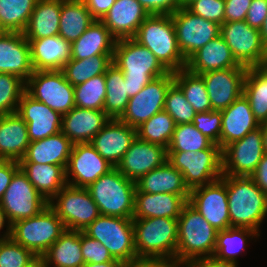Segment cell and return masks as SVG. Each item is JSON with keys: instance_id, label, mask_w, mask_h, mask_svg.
<instances>
[{"instance_id": "obj_29", "label": "cell", "mask_w": 267, "mask_h": 267, "mask_svg": "<svg viewBox=\"0 0 267 267\" xmlns=\"http://www.w3.org/2000/svg\"><path fill=\"white\" fill-rule=\"evenodd\" d=\"M190 196L170 193L135 192L133 218L167 217L178 219Z\"/></svg>"}, {"instance_id": "obj_38", "label": "cell", "mask_w": 267, "mask_h": 267, "mask_svg": "<svg viewBox=\"0 0 267 267\" xmlns=\"http://www.w3.org/2000/svg\"><path fill=\"white\" fill-rule=\"evenodd\" d=\"M106 97L103 110L110 119H119L129 101L123 72L112 63L105 72Z\"/></svg>"}, {"instance_id": "obj_14", "label": "cell", "mask_w": 267, "mask_h": 267, "mask_svg": "<svg viewBox=\"0 0 267 267\" xmlns=\"http://www.w3.org/2000/svg\"><path fill=\"white\" fill-rule=\"evenodd\" d=\"M220 36L240 65L247 68L262 66L266 47L259 29L251 27L245 20L224 22L220 25Z\"/></svg>"}, {"instance_id": "obj_13", "label": "cell", "mask_w": 267, "mask_h": 267, "mask_svg": "<svg viewBox=\"0 0 267 267\" xmlns=\"http://www.w3.org/2000/svg\"><path fill=\"white\" fill-rule=\"evenodd\" d=\"M174 83V72L152 79L142 90L131 97L126 110L119 118L130 127L137 128L153 115L164 110L166 94Z\"/></svg>"}, {"instance_id": "obj_16", "label": "cell", "mask_w": 267, "mask_h": 267, "mask_svg": "<svg viewBox=\"0 0 267 267\" xmlns=\"http://www.w3.org/2000/svg\"><path fill=\"white\" fill-rule=\"evenodd\" d=\"M264 155L260 126L222 150V173L229 176H251Z\"/></svg>"}, {"instance_id": "obj_46", "label": "cell", "mask_w": 267, "mask_h": 267, "mask_svg": "<svg viewBox=\"0 0 267 267\" xmlns=\"http://www.w3.org/2000/svg\"><path fill=\"white\" fill-rule=\"evenodd\" d=\"M105 97V74L74 86L75 107L103 110Z\"/></svg>"}, {"instance_id": "obj_4", "label": "cell", "mask_w": 267, "mask_h": 267, "mask_svg": "<svg viewBox=\"0 0 267 267\" xmlns=\"http://www.w3.org/2000/svg\"><path fill=\"white\" fill-rule=\"evenodd\" d=\"M133 39L151 50L168 71L175 72L186 67L171 15H149L139 26Z\"/></svg>"}, {"instance_id": "obj_25", "label": "cell", "mask_w": 267, "mask_h": 267, "mask_svg": "<svg viewBox=\"0 0 267 267\" xmlns=\"http://www.w3.org/2000/svg\"><path fill=\"white\" fill-rule=\"evenodd\" d=\"M149 16L137 0H116L101 19L116 39L133 38L139 26Z\"/></svg>"}, {"instance_id": "obj_12", "label": "cell", "mask_w": 267, "mask_h": 267, "mask_svg": "<svg viewBox=\"0 0 267 267\" xmlns=\"http://www.w3.org/2000/svg\"><path fill=\"white\" fill-rule=\"evenodd\" d=\"M48 203L21 169L14 174L0 200V206L11 225L39 214Z\"/></svg>"}, {"instance_id": "obj_27", "label": "cell", "mask_w": 267, "mask_h": 267, "mask_svg": "<svg viewBox=\"0 0 267 267\" xmlns=\"http://www.w3.org/2000/svg\"><path fill=\"white\" fill-rule=\"evenodd\" d=\"M27 40L34 71L62 70L71 59V43L60 35Z\"/></svg>"}, {"instance_id": "obj_10", "label": "cell", "mask_w": 267, "mask_h": 267, "mask_svg": "<svg viewBox=\"0 0 267 267\" xmlns=\"http://www.w3.org/2000/svg\"><path fill=\"white\" fill-rule=\"evenodd\" d=\"M54 199L56 202L53 201ZM48 205L69 230L83 231L101 215L87 188L68 184L52 198Z\"/></svg>"}, {"instance_id": "obj_47", "label": "cell", "mask_w": 267, "mask_h": 267, "mask_svg": "<svg viewBox=\"0 0 267 267\" xmlns=\"http://www.w3.org/2000/svg\"><path fill=\"white\" fill-rule=\"evenodd\" d=\"M25 88L26 82L19 76L0 73V115L17 112Z\"/></svg>"}, {"instance_id": "obj_19", "label": "cell", "mask_w": 267, "mask_h": 267, "mask_svg": "<svg viewBox=\"0 0 267 267\" xmlns=\"http://www.w3.org/2000/svg\"><path fill=\"white\" fill-rule=\"evenodd\" d=\"M247 67L208 71L203 77L212 110L222 111L243 94Z\"/></svg>"}, {"instance_id": "obj_53", "label": "cell", "mask_w": 267, "mask_h": 267, "mask_svg": "<svg viewBox=\"0 0 267 267\" xmlns=\"http://www.w3.org/2000/svg\"><path fill=\"white\" fill-rule=\"evenodd\" d=\"M149 15H171L183 6L182 0H137Z\"/></svg>"}, {"instance_id": "obj_59", "label": "cell", "mask_w": 267, "mask_h": 267, "mask_svg": "<svg viewBox=\"0 0 267 267\" xmlns=\"http://www.w3.org/2000/svg\"><path fill=\"white\" fill-rule=\"evenodd\" d=\"M256 185L267 195V154L258 163L256 170L250 176Z\"/></svg>"}, {"instance_id": "obj_3", "label": "cell", "mask_w": 267, "mask_h": 267, "mask_svg": "<svg viewBox=\"0 0 267 267\" xmlns=\"http://www.w3.org/2000/svg\"><path fill=\"white\" fill-rule=\"evenodd\" d=\"M178 238L176 262L179 266L213 256L217 232L193 206L187 203L177 219Z\"/></svg>"}, {"instance_id": "obj_58", "label": "cell", "mask_w": 267, "mask_h": 267, "mask_svg": "<svg viewBox=\"0 0 267 267\" xmlns=\"http://www.w3.org/2000/svg\"><path fill=\"white\" fill-rule=\"evenodd\" d=\"M95 20H101L116 0H82Z\"/></svg>"}, {"instance_id": "obj_23", "label": "cell", "mask_w": 267, "mask_h": 267, "mask_svg": "<svg viewBox=\"0 0 267 267\" xmlns=\"http://www.w3.org/2000/svg\"><path fill=\"white\" fill-rule=\"evenodd\" d=\"M33 72L30 45L24 34L0 31V73L19 76L26 82Z\"/></svg>"}, {"instance_id": "obj_37", "label": "cell", "mask_w": 267, "mask_h": 267, "mask_svg": "<svg viewBox=\"0 0 267 267\" xmlns=\"http://www.w3.org/2000/svg\"><path fill=\"white\" fill-rule=\"evenodd\" d=\"M94 20L82 0H61L58 35L72 43L87 30Z\"/></svg>"}, {"instance_id": "obj_11", "label": "cell", "mask_w": 267, "mask_h": 267, "mask_svg": "<svg viewBox=\"0 0 267 267\" xmlns=\"http://www.w3.org/2000/svg\"><path fill=\"white\" fill-rule=\"evenodd\" d=\"M25 91L62 116L75 107L74 86L61 70L34 71Z\"/></svg>"}, {"instance_id": "obj_45", "label": "cell", "mask_w": 267, "mask_h": 267, "mask_svg": "<svg viewBox=\"0 0 267 267\" xmlns=\"http://www.w3.org/2000/svg\"><path fill=\"white\" fill-rule=\"evenodd\" d=\"M207 148H220L203 135L193 123L178 124L173 132L167 152H197Z\"/></svg>"}, {"instance_id": "obj_57", "label": "cell", "mask_w": 267, "mask_h": 267, "mask_svg": "<svg viewBox=\"0 0 267 267\" xmlns=\"http://www.w3.org/2000/svg\"><path fill=\"white\" fill-rule=\"evenodd\" d=\"M19 169V162L14 160H5L0 165V200L8 188L12 177Z\"/></svg>"}, {"instance_id": "obj_36", "label": "cell", "mask_w": 267, "mask_h": 267, "mask_svg": "<svg viewBox=\"0 0 267 267\" xmlns=\"http://www.w3.org/2000/svg\"><path fill=\"white\" fill-rule=\"evenodd\" d=\"M61 0H38L23 32L26 39H41L59 34Z\"/></svg>"}, {"instance_id": "obj_62", "label": "cell", "mask_w": 267, "mask_h": 267, "mask_svg": "<svg viewBox=\"0 0 267 267\" xmlns=\"http://www.w3.org/2000/svg\"><path fill=\"white\" fill-rule=\"evenodd\" d=\"M5 222H8V226H7V231L5 232L4 235L1 236L0 239H7L11 237V224L9 223V220L6 216V213L4 212V210L2 209V207L0 206V230L3 229V227L5 226Z\"/></svg>"}, {"instance_id": "obj_68", "label": "cell", "mask_w": 267, "mask_h": 267, "mask_svg": "<svg viewBox=\"0 0 267 267\" xmlns=\"http://www.w3.org/2000/svg\"><path fill=\"white\" fill-rule=\"evenodd\" d=\"M4 161H5V159L2 158V157L0 156V165H1Z\"/></svg>"}, {"instance_id": "obj_17", "label": "cell", "mask_w": 267, "mask_h": 267, "mask_svg": "<svg viewBox=\"0 0 267 267\" xmlns=\"http://www.w3.org/2000/svg\"><path fill=\"white\" fill-rule=\"evenodd\" d=\"M188 203L218 231L230 228L226 175L190 190Z\"/></svg>"}, {"instance_id": "obj_48", "label": "cell", "mask_w": 267, "mask_h": 267, "mask_svg": "<svg viewBox=\"0 0 267 267\" xmlns=\"http://www.w3.org/2000/svg\"><path fill=\"white\" fill-rule=\"evenodd\" d=\"M164 110L174 119L176 125L192 123L197 113L175 83L167 91Z\"/></svg>"}, {"instance_id": "obj_18", "label": "cell", "mask_w": 267, "mask_h": 267, "mask_svg": "<svg viewBox=\"0 0 267 267\" xmlns=\"http://www.w3.org/2000/svg\"><path fill=\"white\" fill-rule=\"evenodd\" d=\"M114 167L90 143L73 144L66 166L67 184L87 188ZM72 175V180L68 179Z\"/></svg>"}, {"instance_id": "obj_5", "label": "cell", "mask_w": 267, "mask_h": 267, "mask_svg": "<svg viewBox=\"0 0 267 267\" xmlns=\"http://www.w3.org/2000/svg\"><path fill=\"white\" fill-rule=\"evenodd\" d=\"M101 215L133 218L136 184L116 167L87 187Z\"/></svg>"}, {"instance_id": "obj_56", "label": "cell", "mask_w": 267, "mask_h": 267, "mask_svg": "<svg viewBox=\"0 0 267 267\" xmlns=\"http://www.w3.org/2000/svg\"><path fill=\"white\" fill-rule=\"evenodd\" d=\"M124 267H180L177 262L160 257H139L136 256Z\"/></svg>"}, {"instance_id": "obj_2", "label": "cell", "mask_w": 267, "mask_h": 267, "mask_svg": "<svg viewBox=\"0 0 267 267\" xmlns=\"http://www.w3.org/2000/svg\"><path fill=\"white\" fill-rule=\"evenodd\" d=\"M226 189L231 227L259 232L267 216V195L250 176L226 175Z\"/></svg>"}, {"instance_id": "obj_31", "label": "cell", "mask_w": 267, "mask_h": 267, "mask_svg": "<svg viewBox=\"0 0 267 267\" xmlns=\"http://www.w3.org/2000/svg\"><path fill=\"white\" fill-rule=\"evenodd\" d=\"M30 144L27 123L17 113L0 115V156L20 161Z\"/></svg>"}, {"instance_id": "obj_64", "label": "cell", "mask_w": 267, "mask_h": 267, "mask_svg": "<svg viewBox=\"0 0 267 267\" xmlns=\"http://www.w3.org/2000/svg\"><path fill=\"white\" fill-rule=\"evenodd\" d=\"M260 126L262 128L264 151L267 154V122L260 124Z\"/></svg>"}, {"instance_id": "obj_32", "label": "cell", "mask_w": 267, "mask_h": 267, "mask_svg": "<svg viewBox=\"0 0 267 267\" xmlns=\"http://www.w3.org/2000/svg\"><path fill=\"white\" fill-rule=\"evenodd\" d=\"M135 184L136 192L190 196V190L184 182L183 174L168 161L142 176Z\"/></svg>"}, {"instance_id": "obj_60", "label": "cell", "mask_w": 267, "mask_h": 267, "mask_svg": "<svg viewBox=\"0 0 267 267\" xmlns=\"http://www.w3.org/2000/svg\"><path fill=\"white\" fill-rule=\"evenodd\" d=\"M238 264L219 260L215 256H208L187 263L186 267H237Z\"/></svg>"}, {"instance_id": "obj_15", "label": "cell", "mask_w": 267, "mask_h": 267, "mask_svg": "<svg viewBox=\"0 0 267 267\" xmlns=\"http://www.w3.org/2000/svg\"><path fill=\"white\" fill-rule=\"evenodd\" d=\"M179 49L187 60L193 53L220 35V25L197 16L186 7L171 14Z\"/></svg>"}, {"instance_id": "obj_26", "label": "cell", "mask_w": 267, "mask_h": 267, "mask_svg": "<svg viewBox=\"0 0 267 267\" xmlns=\"http://www.w3.org/2000/svg\"><path fill=\"white\" fill-rule=\"evenodd\" d=\"M221 149L228 144L241 140L249 132L260 127L255 119L248 99L244 94L239 96L230 106L221 111Z\"/></svg>"}, {"instance_id": "obj_50", "label": "cell", "mask_w": 267, "mask_h": 267, "mask_svg": "<svg viewBox=\"0 0 267 267\" xmlns=\"http://www.w3.org/2000/svg\"><path fill=\"white\" fill-rule=\"evenodd\" d=\"M192 123L203 135L207 136L221 148V111L212 110L209 112H198L196 113Z\"/></svg>"}, {"instance_id": "obj_66", "label": "cell", "mask_w": 267, "mask_h": 267, "mask_svg": "<svg viewBox=\"0 0 267 267\" xmlns=\"http://www.w3.org/2000/svg\"><path fill=\"white\" fill-rule=\"evenodd\" d=\"M261 68H263L267 72V47L265 49V58H264Z\"/></svg>"}, {"instance_id": "obj_1", "label": "cell", "mask_w": 267, "mask_h": 267, "mask_svg": "<svg viewBox=\"0 0 267 267\" xmlns=\"http://www.w3.org/2000/svg\"><path fill=\"white\" fill-rule=\"evenodd\" d=\"M112 63L123 72L129 98L169 72L151 50L133 38L116 40Z\"/></svg>"}, {"instance_id": "obj_63", "label": "cell", "mask_w": 267, "mask_h": 267, "mask_svg": "<svg viewBox=\"0 0 267 267\" xmlns=\"http://www.w3.org/2000/svg\"><path fill=\"white\" fill-rule=\"evenodd\" d=\"M260 31V37L263 45L267 47V16L263 22L262 27L259 29Z\"/></svg>"}, {"instance_id": "obj_28", "label": "cell", "mask_w": 267, "mask_h": 267, "mask_svg": "<svg viewBox=\"0 0 267 267\" xmlns=\"http://www.w3.org/2000/svg\"><path fill=\"white\" fill-rule=\"evenodd\" d=\"M233 67H245L234 58L231 49L219 35L206 43L186 60V69L195 74L222 70Z\"/></svg>"}, {"instance_id": "obj_41", "label": "cell", "mask_w": 267, "mask_h": 267, "mask_svg": "<svg viewBox=\"0 0 267 267\" xmlns=\"http://www.w3.org/2000/svg\"><path fill=\"white\" fill-rule=\"evenodd\" d=\"M174 83L182 90L187 101L198 112L212 111L206 86L201 75L186 68L174 72Z\"/></svg>"}, {"instance_id": "obj_35", "label": "cell", "mask_w": 267, "mask_h": 267, "mask_svg": "<svg viewBox=\"0 0 267 267\" xmlns=\"http://www.w3.org/2000/svg\"><path fill=\"white\" fill-rule=\"evenodd\" d=\"M41 258L45 267H83L81 231L66 229Z\"/></svg>"}, {"instance_id": "obj_40", "label": "cell", "mask_w": 267, "mask_h": 267, "mask_svg": "<svg viewBox=\"0 0 267 267\" xmlns=\"http://www.w3.org/2000/svg\"><path fill=\"white\" fill-rule=\"evenodd\" d=\"M114 54H100L85 59H70L62 68V72L73 86L81 84L92 77L105 74L112 64Z\"/></svg>"}, {"instance_id": "obj_52", "label": "cell", "mask_w": 267, "mask_h": 267, "mask_svg": "<svg viewBox=\"0 0 267 267\" xmlns=\"http://www.w3.org/2000/svg\"><path fill=\"white\" fill-rule=\"evenodd\" d=\"M81 252L84 263H104L114 260L101 242L87 236L83 231H81Z\"/></svg>"}, {"instance_id": "obj_9", "label": "cell", "mask_w": 267, "mask_h": 267, "mask_svg": "<svg viewBox=\"0 0 267 267\" xmlns=\"http://www.w3.org/2000/svg\"><path fill=\"white\" fill-rule=\"evenodd\" d=\"M167 161L183 174L189 190L220 179L222 149L207 148L195 152H168Z\"/></svg>"}, {"instance_id": "obj_42", "label": "cell", "mask_w": 267, "mask_h": 267, "mask_svg": "<svg viewBox=\"0 0 267 267\" xmlns=\"http://www.w3.org/2000/svg\"><path fill=\"white\" fill-rule=\"evenodd\" d=\"M259 235L258 232L249 228L230 227L226 230H220L217 232L213 256L219 260L237 264L236 258L243 249L245 250L246 239Z\"/></svg>"}, {"instance_id": "obj_33", "label": "cell", "mask_w": 267, "mask_h": 267, "mask_svg": "<svg viewBox=\"0 0 267 267\" xmlns=\"http://www.w3.org/2000/svg\"><path fill=\"white\" fill-rule=\"evenodd\" d=\"M116 39L101 20L94 22L71 43V58L85 59L100 54H114Z\"/></svg>"}, {"instance_id": "obj_30", "label": "cell", "mask_w": 267, "mask_h": 267, "mask_svg": "<svg viewBox=\"0 0 267 267\" xmlns=\"http://www.w3.org/2000/svg\"><path fill=\"white\" fill-rule=\"evenodd\" d=\"M73 143L60 131L30 142L19 163L54 164L66 169Z\"/></svg>"}, {"instance_id": "obj_49", "label": "cell", "mask_w": 267, "mask_h": 267, "mask_svg": "<svg viewBox=\"0 0 267 267\" xmlns=\"http://www.w3.org/2000/svg\"><path fill=\"white\" fill-rule=\"evenodd\" d=\"M38 257L11 237L0 239V267H28Z\"/></svg>"}, {"instance_id": "obj_44", "label": "cell", "mask_w": 267, "mask_h": 267, "mask_svg": "<svg viewBox=\"0 0 267 267\" xmlns=\"http://www.w3.org/2000/svg\"><path fill=\"white\" fill-rule=\"evenodd\" d=\"M174 119L162 110L136 128L139 139L168 148L175 130Z\"/></svg>"}, {"instance_id": "obj_67", "label": "cell", "mask_w": 267, "mask_h": 267, "mask_svg": "<svg viewBox=\"0 0 267 267\" xmlns=\"http://www.w3.org/2000/svg\"><path fill=\"white\" fill-rule=\"evenodd\" d=\"M194 0H182L183 7H187Z\"/></svg>"}, {"instance_id": "obj_65", "label": "cell", "mask_w": 267, "mask_h": 267, "mask_svg": "<svg viewBox=\"0 0 267 267\" xmlns=\"http://www.w3.org/2000/svg\"><path fill=\"white\" fill-rule=\"evenodd\" d=\"M28 267H45L44 261L41 257H38L33 263Z\"/></svg>"}, {"instance_id": "obj_22", "label": "cell", "mask_w": 267, "mask_h": 267, "mask_svg": "<svg viewBox=\"0 0 267 267\" xmlns=\"http://www.w3.org/2000/svg\"><path fill=\"white\" fill-rule=\"evenodd\" d=\"M136 137V128L119 119H110L90 144L101 157L116 167Z\"/></svg>"}, {"instance_id": "obj_20", "label": "cell", "mask_w": 267, "mask_h": 267, "mask_svg": "<svg viewBox=\"0 0 267 267\" xmlns=\"http://www.w3.org/2000/svg\"><path fill=\"white\" fill-rule=\"evenodd\" d=\"M167 159V148L136 137L116 168L126 178L137 182L151 170L163 165Z\"/></svg>"}, {"instance_id": "obj_39", "label": "cell", "mask_w": 267, "mask_h": 267, "mask_svg": "<svg viewBox=\"0 0 267 267\" xmlns=\"http://www.w3.org/2000/svg\"><path fill=\"white\" fill-rule=\"evenodd\" d=\"M243 94L259 124L267 122V72L261 67L248 68Z\"/></svg>"}, {"instance_id": "obj_61", "label": "cell", "mask_w": 267, "mask_h": 267, "mask_svg": "<svg viewBox=\"0 0 267 267\" xmlns=\"http://www.w3.org/2000/svg\"><path fill=\"white\" fill-rule=\"evenodd\" d=\"M125 263L121 260L114 259L113 261L104 263H85L83 267H124Z\"/></svg>"}, {"instance_id": "obj_7", "label": "cell", "mask_w": 267, "mask_h": 267, "mask_svg": "<svg viewBox=\"0 0 267 267\" xmlns=\"http://www.w3.org/2000/svg\"><path fill=\"white\" fill-rule=\"evenodd\" d=\"M65 230L60 217L48 205L33 217L14 222L11 238L41 257Z\"/></svg>"}, {"instance_id": "obj_43", "label": "cell", "mask_w": 267, "mask_h": 267, "mask_svg": "<svg viewBox=\"0 0 267 267\" xmlns=\"http://www.w3.org/2000/svg\"><path fill=\"white\" fill-rule=\"evenodd\" d=\"M38 0H0V31L23 33Z\"/></svg>"}, {"instance_id": "obj_54", "label": "cell", "mask_w": 267, "mask_h": 267, "mask_svg": "<svg viewBox=\"0 0 267 267\" xmlns=\"http://www.w3.org/2000/svg\"><path fill=\"white\" fill-rule=\"evenodd\" d=\"M252 0H225L224 22L244 21Z\"/></svg>"}, {"instance_id": "obj_8", "label": "cell", "mask_w": 267, "mask_h": 267, "mask_svg": "<svg viewBox=\"0 0 267 267\" xmlns=\"http://www.w3.org/2000/svg\"><path fill=\"white\" fill-rule=\"evenodd\" d=\"M83 232L101 242L114 259L126 263L137 256L133 218L100 215Z\"/></svg>"}, {"instance_id": "obj_24", "label": "cell", "mask_w": 267, "mask_h": 267, "mask_svg": "<svg viewBox=\"0 0 267 267\" xmlns=\"http://www.w3.org/2000/svg\"><path fill=\"white\" fill-rule=\"evenodd\" d=\"M110 120L104 110L74 107L62 116L61 132L73 143H90Z\"/></svg>"}, {"instance_id": "obj_55", "label": "cell", "mask_w": 267, "mask_h": 267, "mask_svg": "<svg viewBox=\"0 0 267 267\" xmlns=\"http://www.w3.org/2000/svg\"><path fill=\"white\" fill-rule=\"evenodd\" d=\"M267 16V0H252L246 16V23L260 29Z\"/></svg>"}, {"instance_id": "obj_34", "label": "cell", "mask_w": 267, "mask_h": 267, "mask_svg": "<svg viewBox=\"0 0 267 267\" xmlns=\"http://www.w3.org/2000/svg\"><path fill=\"white\" fill-rule=\"evenodd\" d=\"M19 166L36 190L48 202L67 185L66 170L63 166L37 163H19Z\"/></svg>"}, {"instance_id": "obj_6", "label": "cell", "mask_w": 267, "mask_h": 267, "mask_svg": "<svg viewBox=\"0 0 267 267\" xmlns=\"http://www.w3.org/2000/svg\"><path fill=\"white\" fill-rule=\"evenodd\" d=\"M136 255L176 262L178 221L167 217L133 218Z\"/></svg>"}, {"instance_id": "obj_51", "label": "cell", "mask_w": 267, "mask_h": 267, "mask_svg": "<svg viewBox=\"0 0 267 267\" xmlns=\"http://www.w3.org/2000/svg\"><path fill=\"white\" fill-rule=\"evenodd\" d=\"M186 8L206 20L224 23L225 0H194Z\"/></svg>"}, {"instance_id": "obj_21", "label": "cell", "mask_w": 267, "mask_h": 267, "mask_svg": "<svg viewBox=\"0 0 267 267\" xmlns=\"http://www.w3.org/2000/svg\"><path fill=\"white\" fill-rule=\"evenodd\" d=\"M17 113L27 123L30 142L47 138L61 131L62 115L34 99L26 91L19 101Z\"/></svg>"}]
</instances>
